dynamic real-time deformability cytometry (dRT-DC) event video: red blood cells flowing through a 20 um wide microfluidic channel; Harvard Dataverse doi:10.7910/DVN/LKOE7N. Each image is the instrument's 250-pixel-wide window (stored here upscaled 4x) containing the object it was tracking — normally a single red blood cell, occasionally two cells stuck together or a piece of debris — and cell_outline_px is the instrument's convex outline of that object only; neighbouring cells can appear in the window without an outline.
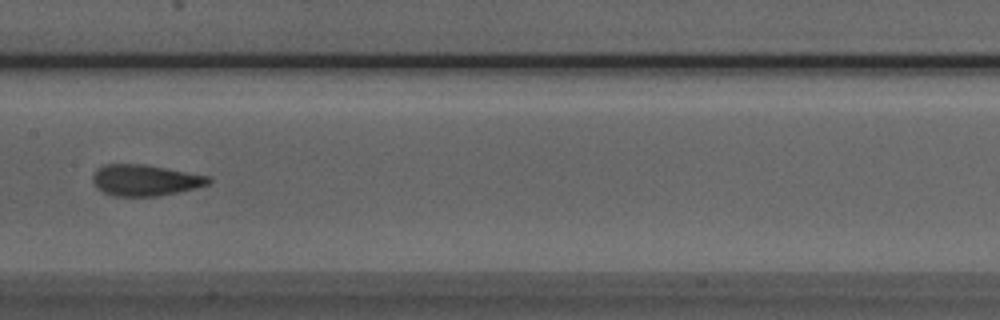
{"species": "Egyptian fruit bat (a non-hibernating species)", "species_latin": "Rousettus aegyptiacus", "temperature_condition": "room temperature", "stored_images_in_passage": 8, "camera_frame_rate_fps": 3000, "um_per_image_px": 0.085, "animal": {"sex": "male"}, "frame": {"image": 1, "passage_image": 8, "time_ms": 8.0, "image_size_px": [1000, 320], "cell_outline_px": [[212, 180], [208, 184], [180, 192], [160, 196], [112, 196], [96, 188], [92, 180], [92, 176], [96, 168], [104, 164], [144, 164], [212, 176]], "centroid_in_image_um": [12.33, 15.31], "position_along_channel_um": 195.1, "area_um2": 21.33}}